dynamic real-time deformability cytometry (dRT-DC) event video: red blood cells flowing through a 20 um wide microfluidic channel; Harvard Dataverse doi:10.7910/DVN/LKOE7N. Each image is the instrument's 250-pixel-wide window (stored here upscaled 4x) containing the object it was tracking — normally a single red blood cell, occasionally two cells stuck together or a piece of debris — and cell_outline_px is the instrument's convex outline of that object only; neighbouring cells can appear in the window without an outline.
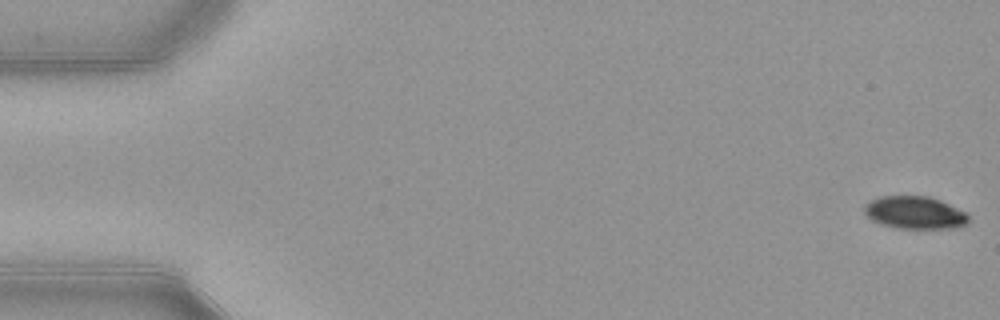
{"species": "common noctule bat (a hibernating species)", "species_latin": "Nyctalus noctula", "temperature_condition": "warm", "stored_images_in_passage": 54, "segment_of_instrument_passage": [1, 2], "camera_frame_rate_fps": 3000, "um_per_image_px": 0.085, "animal": {"sex": "female", "body_mass_g": 21.9}, "frame": {"image": 1, "passage_image": 1, "time_ms": 0.0, "image_size_px": [1000, 320], "cell_outline_px": [[968, 224], [952, 228], [892, 228], [880, 224], [872, 220], [864, 212], [864, 208], [872, 200], [880, 196], [928, 196], [940, 200], [964, 212], [968, 216]], "centroid_in_image_um": [77.75, 18.08], "position_along_channel_um": 7.3, "area_um2": 19.59}}
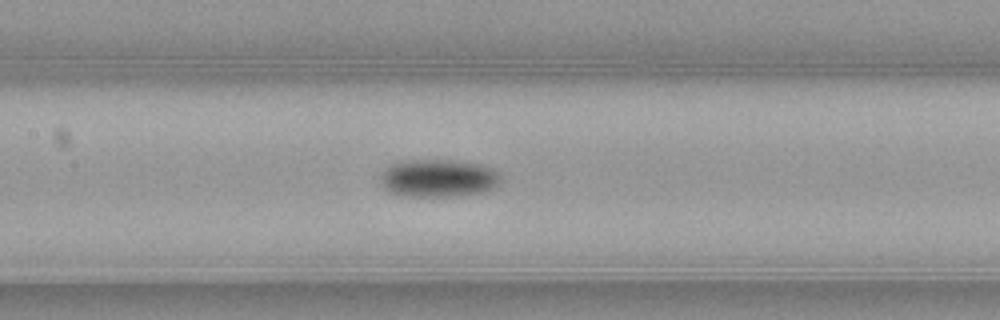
{"frame": {"image": 2, "passage_image": 25, "time_ms": 8.0, "image_size_px": [1000, 320], "cell_outline_px": [[500, 184], [484, 192], [452, 196], [404, 196], [392, 192], [384, 188], [380, 184], [380, 176], [384, 168], [396, 160], [456, 160], [480, 164], [492, 168], [500, 176]], "centroid_in_image_um": [37.21, 15.13], "position_along_channel_um": 170.2, "area_um2": 26.76}}
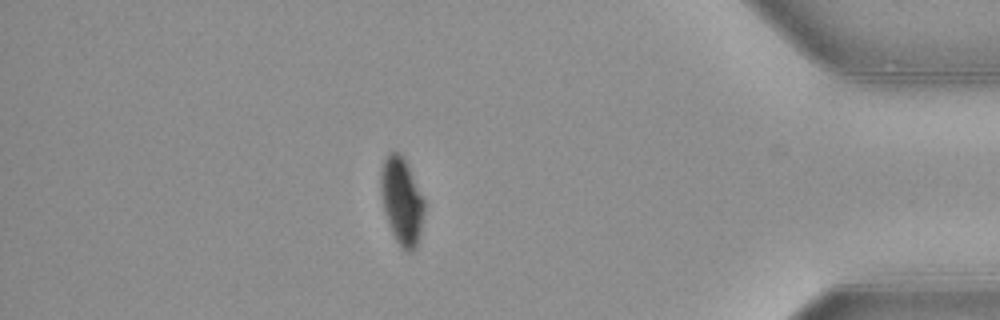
{"frame": {"image": 3, "passage_image": 46, "time_ms": 15.0, "image_size_px": [1000, 320], "cell_outline_px": [[424, 212], [420, 236], [416, 248], [412, 252], [408, 252], [400, 248], [388, 224], [380, 192], [380, 172], [384, 160], [388, 152], [400, 152], [404, 156], [408, 164], [424, 200]], "centroid_in_image_um": [34.14, 17.08], "position_along_channel_um": 401.1, "area_um2": 22.31}}